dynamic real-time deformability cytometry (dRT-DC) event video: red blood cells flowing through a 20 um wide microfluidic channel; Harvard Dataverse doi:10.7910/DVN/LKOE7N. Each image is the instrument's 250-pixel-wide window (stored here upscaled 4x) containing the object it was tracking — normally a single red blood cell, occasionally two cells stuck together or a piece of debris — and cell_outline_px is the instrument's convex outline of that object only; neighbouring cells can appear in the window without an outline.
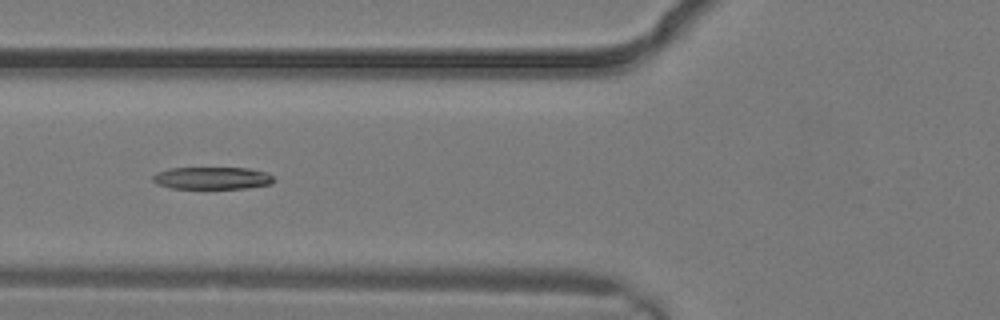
{"species": "common noctule bat (a hibernating species)", "species_latin": "Nyctalus noctula", "temperature_condition": "warm", "stored_images_in_passage": 3, "camera_frame_rate_fps": 3000, "um_per_image_px": 0.085, "animal": {"sex": "male", "body_mass_g": 19.2, "forearm_length_mm": 51.8}, "frame": {"image": 1, "passage_image": 3, "time_ms": 0.667, "image_size_px": [1000, 320], "cell_outline_px": [[276, 180], [272, 184], [244, 188], [172, 188], [156, 184], [152, 180], [152, 176], [156, 172], [168, 168], [248, 168], [264, 172], [272, 176]], "centroid_in_image_um": [18.0, 15.13], "position_along_channel_um": 107.8, "area_um2": 15.72}}